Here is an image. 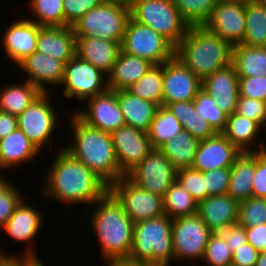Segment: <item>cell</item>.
Wrapping results in <instances>:
<instances>
[{
  "instance_id": "6da1fadb",
  "label": "cell",
  "mask_w": 266,
  "mask_h": 266,
  "mask_svg": "<svg viewBox=\"0 0 266 266\" xmlns=\"http://www.w3.org/2000/svg\"><path fill=\"white\" fill-rule=\"evenodd\" d=\"M57 152L50 168H47L42 194L49 200L65 205L83 204L86 210L99 200L109 187L91 169L68 153L62 145L55 146ZM44 183V184H43Z\"/></svg>"
},
{
  "instance_id": "7a4b0ae2",
  "label": "cell",
  "mask_w": 266,
  "mask_h": 266,
  "mask_svg": "<svg viewBox=\"0 0 266 266\" xmlns=\"http://www.w3.org/2000/svg\"><path fill=\"white\" fill-rule=\"evenodd\" d=\"M70 112L68 120L71 137H74L72 143L63 148L110 187L125 176L119 168L111 133L86 124L72 110Z\"/></svg>"
},
{
  "instance_id": "3957f363",
  "label": "cell",
  "mask_w": 266,
  "mask_h": 266,
  "mask_svg": "<svg viewBox=\"0 0 266 266\" xmlns=\"http://www.w3.org/2000/svg\"><path fill=\"white\" fill-rule=\"evenodd\" d=\"M84 212L90 215L88 222L96 233L104 263L129 257L133 245L134 222L124 212L116 197L108 190Z\"/></svg>"
},
{
  "instance_id": "277c9868",
  "label": "cell",
  "mask_w": 266,
  "mask_h": 266,
  "mask_svg": "<svg viewBox=\"0 0 266 266\" xmlns=\"http://www.w3.org/2000/svg\"><path fill=\"white\" fill-rule=\"evenodd\" d=\"M233 46L202 26H190L175 47V57L201 81L232 64Z\"/></svg>"
},
{
  "instance_id": "5b68a950",
  "label": "cell",
  "mask_w": 266,
  "mask_h": 266,
  "mask_svg": "<svg viewBox=\"0 0 266 266\" xmlns=\"http://www.w3.org/2000/svg\"><path fill=\"white\" fill-rule=\"evenodd\" d=\"M173 219L167 215L134 223L133 245L129 258L157 266H171Z\"/></svg>"
},
{
  "instance_id": "8992f818",
  "label": "cell",
  "mask_w": 266,
  "mask_h": 266,
  "mask_svg": "<svg viewBox=\"0 0 266 266\" xmlns=\"http://www.w3.org/2000/svg\"><path fill=\"white\" fill-rule=\"evenodd\" d=\"M130 17L161 34L175 47L190 27L176 9L174 0H139L130 10Z\"/></svg>"
},
{
  "instance_id": "52a82bcc",
  "label": "cell",
  "mask_w": 266,
  "mask_h": 266,
  "mask_svg": "<svg viewBox=\"0 0 266 266\" xmlns=\"http://www.w3.org/2000/svg\"><path fill=\"white\" fill-rule=\"evenodd\" d=\"M129 19V9L102 2L84 14L72 28L75 36L99 37L122 42Z\"/></svg>"
},
{
  "instance_id": "ba28073f",
  "label": "cell",
  "mask_w": 266,
  "mask_h": 266,
  "mask_svg": "<svg viewBox=\"0 0 266 266\" xmlns=\"http://www.w3.org/2000/svg\"><path fill=\"white\" fill-rule=\"evenodd\" d=\"M121 51L161 65L175 56V46L150 27L131 17L121 42Z\"/></svg>"
},
{
  "instance_id": "9c48e42d",
  "label": "cell",
  "mask_w": 266,
  "mask_h": 266,
  "mask_svg": "<svg viewBox=\"0 0 266 266\" xmlns=\"http://www.w3.org/2000/svg\"><path fill=\"white\" fill-rule=\"evenodd\" d=\"M212 232L196 213L173 219L172 243L174 263L202 259ZM194 260V261H193Z\"/></svg>"
},
{
  "instance_id": "30bf717a",
  "label": "cell",
  "mask_w": 266,
  "mask_h": 266,
  "mask_svg": "<svg viewBox=\"0 0 266 266\" xmlns=\"http://www.w3.org/2000/svg\"><path fill=\"white\" fill-rule=\"evenodd\" d=\"M60 87L67 98L83 103L88 98L104 93L108 88V75L76 55L65 63L64 78Z\"/></svg>"
},
{
  "instance_id": "8fae6325",
  "label": "cell",
  "mask_w": 266,
  "mask_h": 266,
  "mask_svg": "<svg viewBox=\"0 0 266 266\" xmlns=\"http://www.w3.org/2000/svg\"><path fill=\"white\" fill-rule=\"evenodd\" d=\"M51 93H41L20 115L18 128L28 137L40 152L53 139L54 130L59 125L57 110L52 105ZM51 139V140H50Z\"/></svg>"
},
{
  "instance_id": "7c38bea8",
  "label": "cell",
  "mask_w": 266,
  "mask_h": 266,
  "mask_svg": "<svg viewBox=\"0 0 266 266\" xmlns=\"http://www.w3.org/2000/svg\"><path fill=\"white\" fill-rule=\"evenodd\" d=\"M109 191L121 203L124 212L134 223L165 214L163 197L140 188L126 176L113 183Z\"/></svg>"
},
{
  "instance_id": "4fadbf2b",
  "label": "cell",
  "mask_w": 266,
  "mask_h": 266,
  "mask_svg": "<svg viewBox=\"0 0 266 266\" xmlns=\"http://www.w3.org/2000/svg\"><path fill=\"white\" fill-rule=\"evenodd\" d=\"M177 169L159 150L152 151L126 177L140 188L164 197L176 181Z\"/></svg>"
},
{
  "instance_id": "5bb4252c",
  "label": "cell",
  "mask_w": 266,
  "mask_h": 266,
  "mask_svg": "<svg viewBox=\"0 0 266 266\" xmlns=\"http://www.w3.org/2000/svg\"><path fill=\"white\" fill-rule=\"evenodd\" d=\"M26 198H24L15 211L9 218L7 224L0 230L4 231L6 237L11 238L17 243H28L27 247H24V252L13 254V259H39L33 241L36 235L39 233L44 219L37 207L28 204Z\"/></svg>"
},
{
  "instance_id": "9a60e30c",
  "label": "cell",
  "mask_w": 266,
  "mask_h": 266,
  "mask_svg": "<svg viewBox=\"0 0 266 266\" xmlns=\"http://www.w3.org/2000/svg\"><path fill=\"white\" fill-rule=\"evenodd\" d=\"M83 103H86V108L79 107L73 112L86 124L108 133L126 125L116 91L108 89Z\"/></svg>"
},
{
  "instance_id": "2e32d148",
  "label": "cell",
  "mask_w": 266,
  "mask_h": 266,
  "mask_svg": "<svg viewBox=\"0 0 266 266\" xmlns=\"http://www.w3.org/2000/svg\"><path fill=\"white\" fill-rule=\"evenodd\" d=\"M245 24V0L220 1L216 3L203 26L234 46L242 43Z\"/></svg>"
},
{
  "instance_id": "e0dca14e",
  "label": "cell",
  "mask_w": 266,
  "mask_h": 266,
  "mask_svg": "<svg viewBox=\"0 0 266 266\" xmlns=\"http://www.w3.org/2000/svg\"><path fill=\"white\" fill-rule=\"evenodd\" d=\"M202 89V81L175 56L163 63L162 106L192 101Z\"/></svg>"
},
{
  "instance_id": "ac0fdd59",
  "label": "cell",
  "mask_w": 266,
  "mask_h": 266,
  "mask_svg": "<svg viewBox=\"0 0 266 266\" xmlns=\"http://www.w3.org/2000/svg\"><path fill=\"white\" fill-rule=\"evenodd\" d=\"M111 137L119 168L125 176L153 149L148 133L129 125L113 131Z\"/></svg>"
},
{
  "instance_id": "d6986e66",
  "label": "cell",
  "mask_w": 266,
  "mask_h": 266,
  "mask_svg": "<svg viewBox=\"0 0 266 266\" xmlns=\"http://www.w3.org/2000/svg\"><path fill=\"white\" fill-rule=\"evenodd\" d=\"M16 67L25 73L26 81L43 93H50V86L60 89L64 78L65 63L37 51L23 59Z\"/></svg>"
},
{
  "instance_id": "ffe728a7",
  "label": "cell",
  "mask_w": 266,
  "mask_h": 266,
  "mask_svg": "<svg viewBox=\"0 0 266 266\" xmlns=\"http://www.w3.org/2000/svg\"><path fill=\"white\" fill-rule=\"evenodd\" d=\"M241 153L222 133L199 141L193 166L194 170L205 172L212 169L231 167Z\"/></svg>"
},
{
  "instance_id": "44dd1931",
  "label": "cell",
  "mask_w": 266,
  "mask_h": 266,
  "mask_svg": "<svg viewBox=\"0 0 266 266\" xmlns=\"http://www.w3.org/2000/svg\"><path fill=\"white\" fill-rule=\"evenodd\" d=\"M38 31L39 25L25 17L11 21L3 33L4 52L15 66L36 51Z\"/></svg>"
},
{
  "instance_id": "7402d4cb",
  "label": "cell",
  "mask_w": 266,
  "mask_h": 266,
  "mask_svg": "<svg viewBox=\"0 0 266 266\" xmlns=\"http://www.w3.org/2000/svg\"><path fill=\"white\" fill-rule=\"evenodd\" d=\"M202 89L215 99L216 105L227 115L236 111L240 91L239 77L233 64L207 76L202 81Z\"/></svg>"
},
{
  "instance_id": "603a6c76",
  "label": "cell",
  "mask_w": 266,
  "mask_h": 266,
  "mask_svg": "<svg viewBox=\"0 0 266 266\" xmlns=\"http://www.w3.org/2000/svg\"><path fill=\"white\" fill-rule=\"evenodd\" d=\"M121 51V42L99 37L76 36L75 55L109 74Z\"/></svg>"
},
{
  "instance_id": "cb8c5ba5",
  "label": "cell",
  "mask_w": 266,
  "mask_h": 266,
  "mask_svg": "<svg viewBox=\"0 0 266 266\" xmlns=\"http://www.w3.org/2000/svg\"><path fill=\"white\" fill-rule=\"evenodd\" d=\"M76 36L72 26H39L36 51L67 63L75 56Z\"/></svg>"
},
{
  "instance_id": "d4e9b609",
  "label": "cell",
  "mask_w": 266,
  "mask_h": 266,
  "mask_svg": "<svg viewBox=\"0 0 266 266\" xmlns=\"http://www.w3.org/2000/svg\"><path fill=\"white\" fill-rule=\"evenodd\" d=\"M239 202L228 194L208 196L198 203L197 214L212 233L237 223Z\"/></svg>"
},
{
  "instance_id": "484cf974",
  "label": "cell",
  "mask_w": 266,
  "mask_h": 266,
  "mask_svg": "<svg viewBox=\"0 0 266 266\" xmlns=\"http://www.w3.org/2000/svg\"><path fill=\"white\" fill-rule=\"evenodd\" d=\"M41 152L28 139L23 131L17 128L5 138L0 140V170L19 167L23 163H29L31 160L38 158Z\"/></svg>"
},
{
  "instance_id": "4316f807",
  "label": "cell",
  "mask_w": 266,
  "mask_h": 266,
  "mask_svg": "<svg viewBox=\"0 0 266 266\" xmlns=\"http://www.w3.org/2000/svg\"><path fill=\"white\" fill-rule=\"evenodd\" d=\"M116 94L126 125L148 132L159 105L141 99L128 89L117 90Z\"/></svg>"
},
{
  "instance_id": "83f0119b",
  "label": "cell",
  "mask_w": 266,
  "mask_h": 266,
  "mask_svg": "<svg viewBox=\"0 0 266 266\" xmlns=\"http://www.w3.org/2000/svg\"><path fill=\"white\" fill-rule=\"evenodd\" d=\"M152 66L148 60L120 51L112 71L108 74V88L113 91L128 89Z\"/></svg>"
},
{
  "instance_id": "f1b7e54d",
  "label": "cell",
  "mask_w": 266,
  "mask_h": 266,
  "mask_svg": "<svg viewBox=\"0 0 266 266\" xmlns=\"http://www.w3.org/2000/svg\"><path fill=\"white\" fill-rule=\"evenodd\" d=\"M255 161V152H241L230 167V181L227 194L238 202L252 197Z\"/></svg>"
},
{
  "instance_id": "f546056e",
  "label": "cell",
  "mask_w": 266,
  "mask_h": 266,
  "mask_svg": "<svg viewBox=\"0 0 266 266\" xmlns=\"http://www.w3.org/2000/svg\"><path fill=\"white\" fill-rule=\"evenodd\" d=\"M262 132V128L255 121L234 112L227 115L226 127L221 133L239 151L255 152L258 146H260V144L256 142L258 141L257 139L261 137L260 135ZM254 143L256 145H254Z\"/></svg>"
},
{
  "instance_id": "4dcf8cb0",
  "label": "cell",
  "mask_w": 266,
  "mask_h": 266,
  "mask_svg": "<svg viewBox=\"0 0 266 266\" xmlns=\"http://www.w3.org/2000/svg\"><path fill=\"white\" fill-rule=\"evenodd\" d=\"M232 64L238 77L266 76V46L234 45Z\"/></svg>"
},
{
  "instance_id": "1f68e13d",
  "label": "cell",
  "mask_w": 266,
  "mask_h": 266,
  "mask_svg": "<svg viewBox=\"0 0 266 266\" xmlns=\"http://www.w3.org/2000/svg\"><path fill=\"white\" fill-rule=\"evenodd\" d=\"M199 140L188 131L182 130L175 137L167 140L158 149L171 161L178 170L191 168L194 163Z\"/></svg>"
},
{
  "instance_id": "d6a6232c",
  "label": "cell",
  "mask_w": 266,
  "mask_h": 266,
  "mask_svg": "<svg viewBox=\"0 0 266 266\" xmlns=\"http://www.w3.org/2000/svg\"><path fill=\"white\" fill-rule=\"evenodd\" d=\"M42 92L29 81L6 85L0 90V110L20 115Z\"/></svg>"
},
{
  "instance_id": "836d02e7",
  "label": "cell",
  "mask_w": 266,
  "mask_h": 266,
  "mask_svg": "<svg viewBox=\"0 0 266 266\" xmlns=\"http://www.w3.org/2000/svg\"><path fill=\"white\" fill-rule=\"evenodd\" d=\"M246 24L242 45L266 46V6L245 0Z\"/></svg>"
},
{
  "instance_id": "e575fe53",
  "label": "cell",
  "mask_w": 266,
  "mask_h": 266,
  "mask_svg": "<svg viewBox=\"0 0 266 266\" xmlns=\"http://www.w3.org/2000/svg\"><path fill=\"white\" fill-rule=\"evenodd\" d=\"M183 126L165 106H159L147 132L153 149H158L167 140L175 137Z\"/></svg>"
},
{
  "instance_id": "d590c367",
  "label": "cell",
  "mask_w": 266,
  "mask_h": 266,
  "mask_svg": "<svg viewBox=\"0 0 266 266\" xmlns=\"http://www.w3.org/2000/svg\"><path fill=\"white\" fill-rule=\"evenodd\" d=\"M198 203L192 195L175 181L163 197L165 215L171 219L190 216L197 213Z\"/></svg>"
},
{
  "instance_id": "8d00e7d4",
  "label": "cell",
  "mask_w": 266,
  "mask_h": 266,
  "mask_svg": "<svg viewBox=\"0 0 266 266\" xmlns=\"http://www.w3.org/2000/svg\"><path fill=\"white\" fill-rule=\"evenodd\" d=\"M64 0H29V20L39 26L64 27Z\"/></svg>"
},
{
  "instance_id": "74e56055",
  "label": "cell",
  "mask_w": 266,
  "mask_h": 266,
  "mask_svg": "<svg viewBox=\"0 0 266 266\" xmlns=\"http://www.w3.org/2000/svg\"><path fill=\"white\" fill-rule=\"evenodd\" d=\"M141 99L155 102L162 106L163 64L153 65L135 84L128 88Z\"/></svg>"
},
{
  "instance_id": "f35d334b",
  "label": "cell",
  "mask_w": 266,
  "mask_h": 266,
  "mask_svg": "<svg viewBox=\"0 0 266 266\" xmlns=\"http://www.w3.org/2000/svg\"><path fill=\"white\" fill-rule=\"evenodd\" d=\"M217 0H174L176 9L189 26H202Z\"/></svg>"
},
{
  "instance_id": "ab89813d",
  "label": "cell",
  "mask_w": 266,
  "mask_h": 266,
  "mask_svg": "<svg viewBox=\"0 0 266 266\" xmlns=\"http://www.w3.org/2000/svg\"><path fill=\"white\" fill-rule=\"evenodd\" d=\"M196 111L206 120L211 127L221 133L226 127L227 114L222 111L204 89H201L194 99Z\"/></svg>"
},
{
  "instance_id": "60d3db41",
  "label": "cell",
  "mask_w": 266,
  "mask_h": 266,
  "mask_svg": "<svg viewBox=\"0 0 266 266\" xmlns=\"http://www.w3.org/2000/svg\"><path fill=\"white\" fill-rule=\"evenodd\" d=\"M237 223L244 227L266 224V198L249 197L239 202Z\"/></svg>"
},
{
  "instance_id": "b9f144b4",
  "label": "cell",
  "mask_w": 266,
  "mask_h": 266,
  "mask_svg": "<svg viewBox=\"0 0 266 266\" xmlns=\"http://www.w3.org/2000/svg\"><path fill=\"white\" fill-rule=\"evenodd\" d=\"M202 261L205 266H231L232 251L217 233L210 235Z\"/></svg>"
},
{
  "instance_id": "7bdbcfd3",
  "label": "cell",
  "mask_w": 266,
  "mask_h": 266,
  "mask_svg": "<svg viewBox=\"0 0 266 266\" xmlns=\"http://www.w3.org/2000/svg\"><path fill=\"white\" fill-rule=\"evenodd\" d=\"M176 181L192 195L197 203L207 198L203 172L192 168H181L177 170Z\"/></svg>"
},
{
  "instance_id": "ee69618b",
  "label": "cell",
  "mask_w": 266,
  "mask_h": 266,
  "mask_svg": "<svg viewBox=\"0 0 266 266\" xmlns=\"http://www.w3.org/2000/svg\"><path fill=\"white\" fill-rule=\"evenodd\" d=\"M7 179L0 184V230L7 224L16 207L26 196H22L19 187Z\"/></svg>"
},
{
  "instance_id": "f6af8a7d",
  "label": "cell",
  "mask_w": 266,
  "mask_h": 266,
  "mask_svg": "<svg viewBox=\"0 0 266 266\" xmlns=\"http://www.w3.org/2000/svg\"><path fill=\"white\" fill-rule=\"evenodd\" d=\"M237 114L255 121L263 130L266 129V102L239 96Z\"/></svg>"
},
{
  "instance_id": "bcb514c9",
  "label": "cell",
  "mask_w": 266,
  "mask_h": 266,
  "mask_svg": "<svg viewBox=\"0 0 266 266\" xmlns=\"http://www.w3.org/2000/svg\"><path fill=\"white\" fill-rule=\"evenodd\" d=\"M207 197L227 194L230 181V167L203 172Z\"/></svg>"
},
{
  "instance_id": "7dc6e473",
  "label": "cell",
  "mask_w": 266,
  "mask_h": 266,
  "mask_svg": "<svg viewBox=\"0 0 266 266\" xmlns=\"http://www.w3.org/2000/svg\"><path fill=\"white\" fill-rule=\"evenodd\" d=\"M103 0H64V27L72 26L92 8L99 6Z\"/></svg>"
},
{
  "instance_id": "c3c4849f",
  "label": "cell",
  "mask_w": 266,
  "mask_h": 266,
  "mask_svg": "<svg viewBox=\"0 0 266 266\" xmlns=\"http://www.w3.org/2000/svg\"><path fill=\"white\" fill-rule=\"evenodd\" d=\"M240 96L266 102V76L239 77Z\"/></svg>"
},
{
  "instance_id": "681fc988",
  "label": "cell",
  "mask_w": 266,
  "mask_h": 266,
  "mask_svg": "<svg viewBox=\"0 0 266 266\" xmlns=\"http://www.w3.org/2000/svg\"><path fill=\"white\" fill-rule=\"evenodd\" d=\"M217 234L226 241L232 253L247 243L245 227L238 223L225 226Z\"/></svg>"
},
{
  "instance_id": "f907efd6",
  "label": "cell",
  "mask_w": 266,
  "mask_h": 266,
  "mask_svg": "<svg viewBox=\"0 0 266 266\" xmlns=\"http://www.w3.org/2000/svg\"><path fill=\"white\" fill-rule=\"evenodd\" d=\"M166 107L176 116L182 126L200 115L195 109L194 100L170 103Z\"/></svg>"
},
{
  "instance_id": "816d5d0a",
  "label": "cell",
  "mask_w": 266,
  "mask_h": 266,
  "mask_svg": "<svg viewBox=\"0 0 266 266\" xmlns=\"http://www.w3.org/2000/svg\"><path fill=\"white\" fill-rule=\"evenodd\" d=\"M183 129L188 131L194 138L199 141L211 138L217 134V132L211 127V125L199 115L198 117L188 124H184Z\"/></svg>"
},
{
  "instance_id": "f5cc1de1",
  "label": "cell",
  "mask_w": 266,
  "mask_h": 266,
  "mask_svg": "<svg viewBox=\"0 0 266 266\" xmlns=\"http://www.w3.org/2000/svg\"><path fill=\"white\" fill-rule=\"evenodd\" d=\"M259 253L247 242L232 253L231 266H255Z\"/></svg>"
},
{
  "instance_id": "db71d44e",
  "label": "cell",
  "mask_w": 266,
  "mask_h": 266,
  "mask_svg": "<svg viewBox=\"0 0 266 266\" xmlns=\"http://www.w3.org/2000/svg\"><path fill=\"white\" fill-rule=\"evenodd\" d=\"M252 197L266 198V163L256 154L255 176L252 184Z\"/></svg>"
},
{
  "instance_id": "11a10c76",
  "label": "cell",
  "mask_w": 266,
  "mask_h": 266,
  "mask_svg": "<svg viewBox=\"0 0 266 266\" xmlns=\"http://www.w3.org/2000/svg\"><path fill=\"white\" fill-rule=\"evenodd\" d=\"M247 242L258 252L266 251V224L245 227Z\"/></svg>"
},
{
  "instance_id": "9f6ffc18",
  "label": "cell",
  "mask_w": 266,
  "mask_h": 266,
  "mask_svg": "<svg viewBox=\"0 0 266 266\" xmlns=\"http://www.w3.org/2000/svg\"><path fill=\"white\" fill-rule=\"evenodd\" d=\"M18 128L17 116L0 110V140Z\"/></svg>"
},
{
  "instance_id": "6f0895ef",
  "label": "cell",
  "mask_w": 266,
  "mask_h": 266,
  "mask_svg": "<svg viewBox=\"0 0 266 266\" xmlns=\"http://www.w3.org/2000/svg\"><path fill=\"white\" fill-rule=\"evenodd\" d=\"M105 266H157V265L125 257V258L114 259L106 263Z\"/></svg>"
},
{
  "instance_id": "680465c9",
  "label": "cell",
  "mask_w": 266,
  "mask_h": 266,
  "mask_svg": "<svg viewBox=\"0 0 266 266\" xmlns=\"http://www.w3.org/2000/svg\"><path fill=\"white\" fill-rule=\"evenodd\" d=\"M139 0H103V2L118 5L131 10Z\"/></svg>"
},
{
  "instance_id": "91938a15",
  "label": "cell",
  "mask_w": 266,
  "mask_h": 266,
  "mask_svg": "<svg viewBox=\"0 0 266 266\" xmlns=\"http://www.w3.org/2000/svg\"><path fill=\"white\" fill-rule=\"evenodd\" d=\"M14 262L13 254L0 249V266H10Z\"/></svg>"
},
{
  "instance_id": "94428289",
  "label": "cell",
  "mask_w": 266,
  "mask_h": 266,
  "mask_svg": "<svg viewBox=\"0 0 266 266\" xmlns=\"http://www.w3.org/2000/svg\"><path fill=\"white\" fill-rule=\"evenodd\" d=\"M260 146L259 148H257V150L255 151V153L258 155V157L266 163V145L264 143V141H260Z\"/></svg>"
},
{
  "instance_id": "6125c7cd",
  "label": "cell",
  "mask_w": 266,
  "mask_h": 266,
  "mask_svg": "<svg viewBox=\"0 0 266 266\" xmlns=\"http://www.w3.org/2000/svg\"><path fill=\"white\" fill-rule=\"evenodd\" d=\"M255 266H266V251L259 253Z\"/></svg>"
},
{
  "instance_id": "be15d7a7",
  "label": "cell",
  "mask_w": 266,
  "mask_h": 266,
  "mask_svg": "<svg viewBox=\"0 0 266 266\" xmlns=\"http://www.w3.org/2000/svg\"><path fill=\"white\" fill-rule=\"evenodd\" d=\"M7 179L3 174L2 171L0 170V184H3Z\"/></svg>"
},
{
  "instance_id": "e7e4bbea",
  "label": "cell",
  "mask_w": 266,
  "mask_h": 266,
  "mask_svg": "<svg viewBox=\"0 0 266 266\" xmlns=\"http://www.w3.org/2000/svg\"><path fill=\"white\" fill-rule=\"evenodd\" d=\"M256 1L266 6V0H256Z\"/></svg>"
},
{
  "instance_id": "03108f58",
  "label": "cell",
  "mask_w": 266,
  "mask_h": 266,
  "mask_svg": "<svg viewBox=\"0 0 266 266\" xmlns=\"http://www.w3.org/2000/svg\"><path fill=\"white\" fill-rule=\"evenodd\" d=\"M220 1H244V0H217V2H220Z\"/></svg>"
},
{
  "instance_id": "003e7915",
  "label": "cell",
  "mask_w": 266,
  "mask_h": 266,
  "mask_svg": "<svg viewBox=\"0 0 266 266\" xmlns=\"http://www.w3.org/2000/svg\"><path fill=\"white\" fill-rule=\"evenodd\" d=\"M10 266H17V260H14V262Z\"/></svg>"
}]
</instances>
